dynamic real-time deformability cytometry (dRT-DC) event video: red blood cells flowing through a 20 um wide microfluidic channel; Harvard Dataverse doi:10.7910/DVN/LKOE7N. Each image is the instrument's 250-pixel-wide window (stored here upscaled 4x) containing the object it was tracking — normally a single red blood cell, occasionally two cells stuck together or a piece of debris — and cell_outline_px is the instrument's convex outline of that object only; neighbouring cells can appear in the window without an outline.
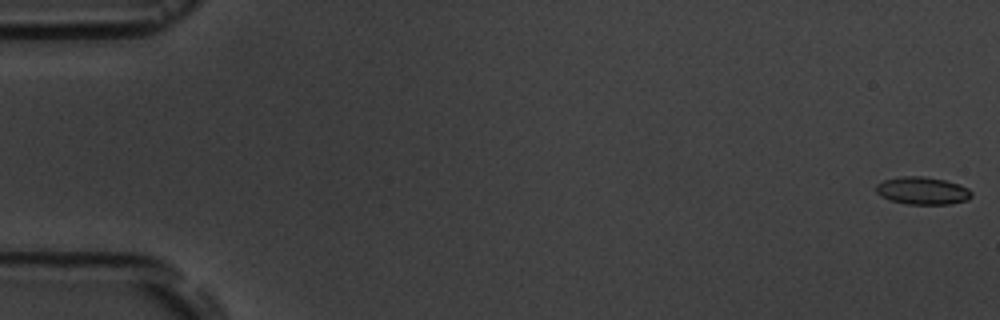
{"species": "common noctule bat (a hibernating species)", "species_latin": "Nyctalus noctula", "temperature_condition": "room temperature", "stored_images_in_passage": 11, "camera_frame_rate_fps": 3000, "um_per_image_px": 0.085, "animal": {"sex": "male", "body_mass_g": 19.5, "forearm_length_mm": 54.6}, "frame": {"image": 1, "passage_image": 1, "time_ms": 0.0, "image_size_px": [1000, 320], "cell_outline_px": [[972, 196], [968, 200], [952, 204], [908, 204], [892, 200], [880, 196], [876, 192], [876, 184], [884, 180], [904, 176], [924, 176], [944, 180], [960, 184], [968, 188], [972, 192]], "centroid_in_image_um": [78.44, 16.21], "position_along_channel_um": 6.6, "area_um2": 15.37}}
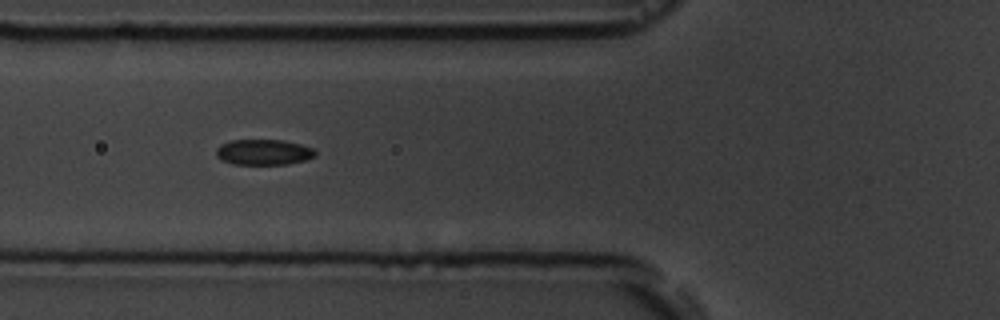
{"frame": {"image": 2, "passage_image": 7, "time_ms": 6.667, "image_size_px": [1000, 320], "cell_outline_px": [[316, 156], [304, 160], [288, 164], [232, 164], [220, 160], [216, 156], [216, 148], [220, 144], [232, 140], [284, 140], [300, 144], [312, 148], [316, 152]], "centroid_in_image_um": [22.37, 12.93], "position_along_channel_um": 103.4, "area_um2": 14.85}}
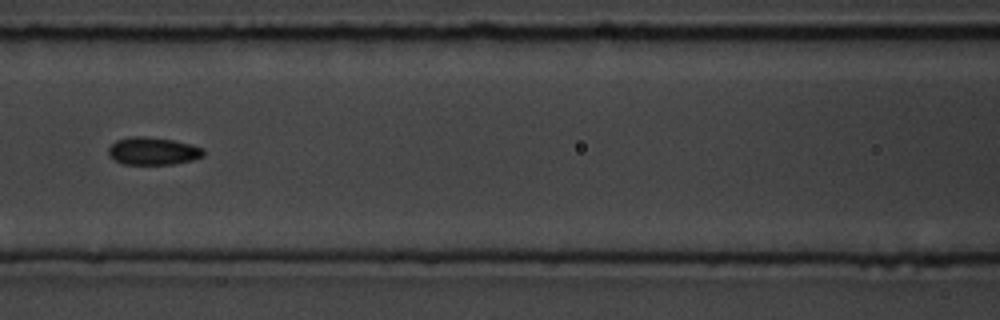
{"frame": {"image": 3, "passage_image": 8, "time_ms": 8.0, "image_size_px": [1000, 320], "cell_outline_px": [[204, 156], [192, 160], [172, 164], [124, 164], [108, 156], [108, 148], [116, 140], [132, 136], [140, 136], [172, 140], [192, 144], [204, 148]], "centroid_in_image_um": [13.01, 12.84], "position_along_channel_um": 153.6, "area_um2": 15.26}}